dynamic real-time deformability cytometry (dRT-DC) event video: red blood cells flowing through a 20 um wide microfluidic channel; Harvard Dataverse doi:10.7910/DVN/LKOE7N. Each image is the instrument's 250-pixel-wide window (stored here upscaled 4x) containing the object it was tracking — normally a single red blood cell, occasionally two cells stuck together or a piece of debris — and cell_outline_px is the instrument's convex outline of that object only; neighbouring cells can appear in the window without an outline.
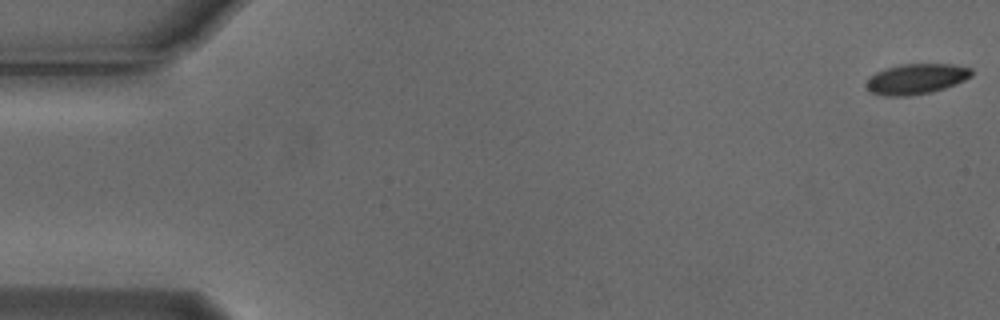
{"species": "Egyptian fruit bat (a non-hibernating species)", "species_latin": "Rousettus aegyptiacus", "temperature_condition": "cold", "stored_images_in_passage": 6, "camera_frame_rate_fps": 3000, "um_per_image_px": 0.085, "animal": {"sex": "male"}, "frame": {"image": 1, "passage_image": 1, "time_ms": 0.0, "image_size_px": [1000, 320], "cell_outline_px": [[972, 76], [956, 84], [932, 92], [908, 96], [884, 96], [868, 92], [864, 84], [868, 76], [876, 72], [900, 64], [952, 64], [972, 68]], "centroid_in_image_um": [77.83, 6.72], "position_along_channel_um": 7.2, "area_um2": 18.9}}
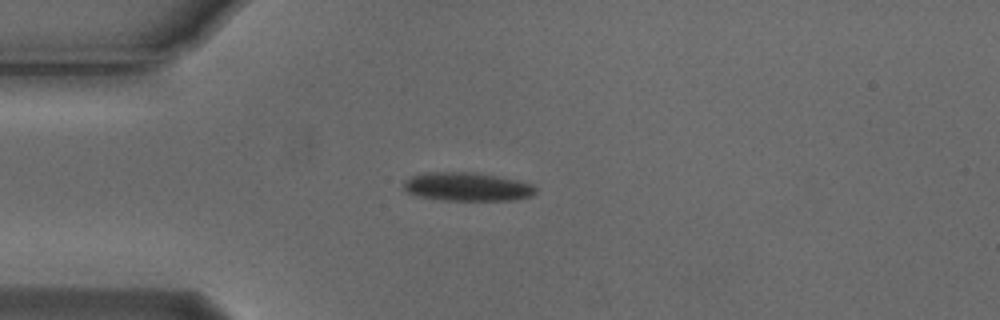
{"frame": {"image": 2, "passage_image": 6, "time_ms": 1.667, "image_size_px": [1000, 320], "cell_outline_px": [[536, 192], [532, 196], [512, 200], [444, 200], [420, 196], [408, 192], [404, 188], [404, 180], [412, 176], [424, 172], [480, 172], [516, 180], [532, 184], [536, 188]], "centroid_in_image_um": [39.73, 15.86], "position_along_channel_um": 45.3, "area_um2": 21.96}}